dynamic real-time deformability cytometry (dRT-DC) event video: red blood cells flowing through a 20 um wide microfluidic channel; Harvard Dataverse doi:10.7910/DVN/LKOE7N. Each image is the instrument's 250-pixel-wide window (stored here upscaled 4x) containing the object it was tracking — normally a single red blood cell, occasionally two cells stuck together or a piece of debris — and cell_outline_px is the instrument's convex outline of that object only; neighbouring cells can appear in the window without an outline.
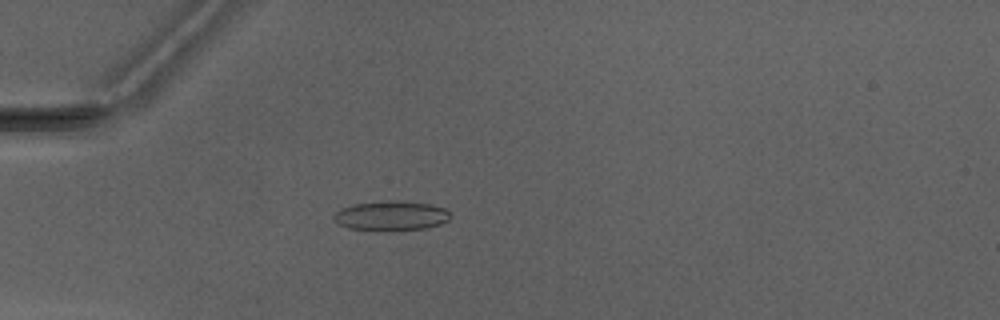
{"species": "Egyptian fruit bat (a non-hibernating species)", "species_latin": "Rousettus aegyptiacus", "temperature_condition": "warm", "stored_images_in_passage": 3, "camera_frame_rate_fps": 3000, "um_per_image_px": 0.085, "animal": {"sex": "male"}, "frame": {"image": 1, "passage_image": 3, "time_ms": 2.333, "image_size_px": [1000, 320], "cell_outline_px": [[452, 216], [448, 220], [440, 224], [424, 228], [384, 232], [380, 232], [348, 228], [336, 224], [332, 216], [340, 208], [356, 204], [388, 200], [396, 200], [432, 204], [444, 208]], "centroid_in_image_um": [33.21, 18.36], "position_along_channel_um": 51.8, "area_um2": 20.58}}